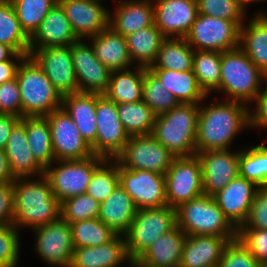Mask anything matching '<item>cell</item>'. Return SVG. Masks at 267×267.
I'll return each instance as SVG.
<instances>
[{"instance_id":"7a4b0ae2","label":"cell","mask_w":267,"mask_h":267,"mask_svg":"<svg viewBox=\"0 0 267 267\" xmlns=\"http://www.w3.org/2000/svg\"><path fill=\"white\" fill-rule=\"evenodd\" d=\"M13 188V226L19 231L22 228L32 230L60 218L61 203L45 175L16 178Z\"/></svg>"},{"instance_id":"9a60e30c","label":"cell","mask_w":267,"mask_h":267,"mask_svg":"<svg viewBox=\"0 0 267 267\" xmlns=\"http://www.w3.org/2000/svg\"><path fill=\"white\" fill-rule=\"evenodd\" d=\"M29 56L44 71L62 96L79 92L71 45L29 50Z\"/></svg>"},{"instance_id":"f546056e","label":"cell","mask_w":267,"mask_h":267,"mask_svg":"<svg viewBox=\"0 0 267 267\" xmlns=\"http://www.w3.org/2000/svg\"><path fill=\"white\" fill-rule=\"evenodd\" d=\"M136 212L133 199L119 184L106 200L100 203L98 218L116 234L124 235Z\"/></svg>"},{"instance_id":"74e56055","label":"cell","mask_w":267,"mask_h":267,"mask_svg":"<svg viewBox=\"0 0 267 267\" xmlns=\"http://www.w3.org/2000/svg\"><path fill=\"white\" fill-rule=\"evenodd\" d=\"M193 72L207 96L216 93L221 80V52L195 50Z\"/></svg>"},{"instance_id":"4fadbf2b","label":"cell","mask_w":267,"mask_h":267,"mask_svg":"<svg viewBox=\"0 0 267 267\" xmlns=\"http://www.w3.org/2000/svg\"><path fill=\"white\" fill-rule=\"evenodd\" d=\"M97 136L91 145L94 155L114 159L129 139L120 121L116 103L101 94L96 102Z\"/></svg>"},{"instance_id":"11a10c76","label":"cell","mask_w":267,"mask_h":267,"mask_svg":"<svg viewBox=\"0 0 267 267\" xmlns=\"http://www.w3.org/2000/svg\"><path fill=\"white\" fill-rule=\"evenodd\" d=\"M26 54H16L12 59L0 62V85L16 78L17 69Z\"/></svg>"},{"instance_id":"db71d44e","label":"cell","mask_w":267,"mask_h":267,"mask_svg":"<svg viewBox=\"0 0 267 267\" xmlns=\"http://www.w3.org/2000/svg\"><path fill=\"white\" fill-rule=\"evenodd\" d=\"M14 188L13 182L0 183V225L13 224Z\"/></svg>"},{"instance_id":"c3c4849f","label":"cell","mask_w":267,"mask_h":267,"mask_svg":"<svg viewBox=\"0 0 267 267\" xmlns=\"http://www.w3.org/2000/svg\"><path fill=\"white\" fill-rule=\"evenodd\" d=\"M237 239L249 250L262 266L267 263V230L238 228Z\"/></svg>"},{"instance_id":"836d02e7","label":"cell","mask_w":267,"mask_h":267,"mask_svg":"<svg viewBox=\"0 0 267 267\" xmlns=\"http://www.w3.org/2000/svg\"><path fill=\"white\" fill-rule=\"evenodd\" d=\"M165 38L155 24L126 36L128 52L134 66L149 68L155 62Z\"/></svg>"},{"instance_id":"4316f807","label":"cell","mask_w":267,"mask_h":267,"mask_svg":"<svg viewBox=\"0 0 267 267\" xmlns=\"http://www.w3.org/2000/svg\"><path fill=\"white\" fill-rule=\"evenodd\" d=\"M100 95L77 92L64 95L62 101V109L71 117L90 146L97 136L96 102Z\"/></svg>"},{"instance_id":"5b68a950","label":"cell","mask_w":267,"mask_h":267,"mask_svg":"<svg viewBox=\"0 0 267 267\" xmlns=\"http://www.w3.org/2000/svg\"><path fill=\"white\" fill-rule=\"evenodd\" d=\"M16 79L20 88L21 118L46 116L62 108L63 96L30 56L20 63Z\"/></svg>"},{"instance_id":"7dc6e473","label":"cell","mask_w":267,"mask_h":267,"mask_svg":"<svg viewBox=\"0 0 267 267\" xmlns=\"http://www.w3.org/2000/svg\"><path fill=\"white\" fill-rule=\"evenodd\" d=\"M20 233L13 224L0 225V267L19 266Z\"/></svg>"},{"instance_id":"3957f363","label":"cell","mask_w":267,"mask_h":267,"mask_svg":"<svg viewBox=\"0 0 267 267\" xmlns=\"http://www.w3.org/2000/svg\"><path fill=\"white\" fill-rule=\"evenodd\" d=\"M266 80L267 76L240 47L221 53V80L216 93H224V100L251 108Z\"/></svg>"},{"instance_id":"83f0119b","label":"cell","mask_w":267,"mask_h":267,"mask_svg":"<svg viewBox=\"0 0 267 267\" xmlns=\"http://www.w3.org/2000/svg\"><path fill=\"white\" fill-rule=\"evenodd\" d=\"M240 28L239 47L267 76V13L256 11Z\"/></svg>"},{"instance_id":"d590c367","label":"cell","mask_w":267,"mask_h":267,"mask_svg":"<svg viewBox=\"0 0 267 267\" xmlns=\"http://www.w3.org/2000/svg\"><path fill=\"white\" fill-rule=\"evenodd\" d=\"M194 49L185 38H165L150 69L193 70Z\"/></svg>"},{"instance_id":"f5cc1de1","label":"cell","mask_w":267,"mask_h":267,"mask_svg":"<svg viewBox=\"0 0 267 267\" xmlns=\"http://www.w3.org/2000/svg\"><path fill=\"white\" fill-rule=\"evenodd\" d=\"M253 104L255 106L250 108L251 130H267V80Z\"/></svg>"},{"instance_id":"44dd1931","label":"cell","mask_w":267,"mask_h":267,"mask_svg":"<svg viewBox=\"0 0 267 267\" xmlns=\"http://www.w3.org/2000/svg\"><path fill=\"white\" fill-rule=\"evenodd\" d=\"M258 188L254 182L238 176L213 195L226 218L236 229L247 220Z\"/></svg>"},{"instance_id":"f1b7e54d","label":"cell","mask_w":267,"mask_h":267,"mask_svg":"<svg viewBox=\"0 0 267 267\" xmlns=\"http://www.w3.org/2000/svg\"><path fill=\"white\" fill-rule=\"evenodd\" d=\"M88 41L91 42L97 59L111 71L133 67L126 37L114 32L110 27L88 38Z\"/></svg>"},{"instance_id":"7bdbcfd3","label":"cell","mask_w":267,"mask_h":267,"mask_svg":"<svg viewBox=\"0 0 267 267\" xmlns=\"http://www.w3.org/2000/svg\"><path fill=\"white\" fill-rule=\"evenodd\" d=\"M70 225L74 248L100 246L117 235L99 218L74 222Z\"/></svg>"},{"instance_id":"d6986e66","label":"cell","mask_w":267,"mask_h":267,"mask_svg":"<svg viewBox=\"0 0 267 267\" xmlns=\"http://www.w3.org/2000/svg\"><path fill=\"white\" fill-rule=\"evenodd\" d=\"M154 23L166 38H185L198 15L196 0H153Z\"/></svg>"},{"instance_id":"277c9868","label":"cell","mask_w":267,"mask_h":267,"mask_svg":"<svg viewBox=\"0 0 267 267\" xmlns=\"http://www.w3.org/2000/svg\"><path fill=\"white\" fill-rule=\"evenodd\" d=\"M199 112L200 104L179 103L156 116L151 134L175 157L196 155Z\"/></svg>"},{"instance_id":"e0dca14e","label":"cell","mask_w":267,"mask_h":267,"mask_svg":"<svg viewBox=\"0 0 267 267\" xmlns=\"http://www.w3.org/2000/svg\"><path fill=\"white\" fill-rule=\"evenodd\" d=\"M119 179L137 209L167 206L164 175L149 170H127L119 166Z\"/></svg>"},{"instance_id":"bcb514c9","label":"cell","mask_w":267,"mask_h":267,"mask_svg":"<svg viewBox=\"0 0 267 267\" xmlns=\"http://www.w3.org/2000/svg\"><path fill=\"white\" fill-rule=\"evenodd\" d=\"M198 13L228 21H246V9L238 0H196Z\"/></svg>"},{"instance_id":"ee69618b","label":"cell","mask_w":267,"mask_h":267,"mask_svg":"<svg viewBox=\"0 0 267 267\" xmlns=\"http://www.w3.org/2000/svg\"><path fill=\"white\" fill-rule=\"evenodd\" d=\"M119 184V164L114 159H105L94 170L86 194L101 203L106 200Z\"/></svg>"},{"instance_id":"603a6c76","label":"cell","mask_w":267,"mask_h":267,"mask_svg":"<svg viewBox=\"0 0 267 267\" xmlns=\"http://www.w3.org/2000/svg\"><path fill=\"white\" fill-rule=\"evenodd\" d=\"M77 40L64 9L57 2L29 38V50L69 46Z\"/></svg>"},{"instance_id":"7c38bea8","label":"cell","mask_w":267,"mask_h":267,"mask_svg":"<svg viewBox=\"0 0 267 267\" xmlns=\"http://www.w3.org/2000/svg\"><path fill=\"white\" fill-rule=\"evenodd\" d=\"M35 253L49 267H70L74 250L71 225L61 217L32 229Z\"/></svg>"},{"instance_id":"b9f144b4","label":"cell","mask_w":267,"mask_h":267,"mask_svg":"<svg viewBox=\"0 0 267 267\" xmlns=\"http://www.w3.org/2000/svg\"><path fill=\"white\" fill-rule=\"evenodd\" d=\"M20 26L30 38L58 0H9Z\"/></svg>"},{"instance_id":"7402d4cb","label":"cell","mask_w":267,"mask_h":267,"mask_svg":"<svg viewBox=\"0 0 267 267\" xmlns=\"http://www.w3.org/2000/svg\"><path fill=\"white\" fill-rule=\"evenodd\" d=\"M115 4L114 11L109 10V27L123 37L155 24L153 0H119Z\"/></svg>"},{"instance_id":"8d00e7d4","label":"cell","mask_w":267,"mask_h":267,"mask_svg":"<svg viewBox=\"0 0 267 267\" xmlns=\"http://www.w3.org/2000/svg\"><path fill=\"white\" fill-rule=\"evenodd\" d=\"M118 115L130 136L151 134L156 115L143 101L116 104Z\"/></svg>"},{"instance_id":"816d5d0a","label":"cell","mask_w":267,"mask_h":267,"mask_svg":"<svg viewBox=\"0 0 267 267\" xmlns=\"http://www.w3.org/2000/svg\"><path fill=\"white\" fill-rule=\"evenodd\" d=\"M0 114L21 118L20 88L16 78L0 85Z\"/></svg>"},{"instance_id":"52a82bcc","label":"cell","mask_w":267,"mask_h":267,"mask_svg":"<svg viewBox=\"0 0 267 267\" xmlns=\"http://www.w3.org/2000/svg\"><path fill=\"white\" fill-rule=\"evenodd\" d=\"M177 226L176 209L170 206L137 209L124 234L128 257L139 259L163 234Z\"/></svg>"},{"instance_id":"6da1fadb","label":"cell","mask_w":267,"mask_h":267,"mask_svg":"<svg viewBox=\"0 0 267 267\" xmlns=\"http://www.w3.org/2000/svg\"><path fill=\"white\" fill-rule=\"evenodd\" d=\"M214 99L208 105L205 99L200 103L196 153L230 149L237 135L251 129L250 107L237 101H220L216 96Z\"/></svg>"},{"instance_id":"f907efd6","label":"cell","mask_w":267,"mask_h":267,"mask_svg":"<svg viewBox=\"0 0 267 267\" xmlns=\"http://www.w3.org/2000/svg\"><path fill=\"white\" fill-rule=\"evenodd\" d=\"M239 228L267 230V187H259L257 189L248 218Z\"/></svg>"},{"instance_id":"f6af8a7d","label":"cell","mask_w":267,"mask_h":267,"mask_svg":"<svg viewBox=\"0 0 267 267\" xmlns=\"http://www.w3.org/2000/svg\"><path fill=\"white\" fill-rule=\"evenodd\" d=\"M100 203L88 194H80L61 202L60 217L69 224L98 218Z\"/></svg>"},{"instance_id":"cb8c5ba5","label":"cell","mask_w":267,"mask_h":267,"mask_svg":"<svg viewBox=\"0 0 267 267\" xmlns=\"http://www.w3.org/2000/svg\"><path fill=\"white\" fill-rule=\"evenodd\" d=\"M124 263L130 265L131 259L124 235L117 234L100 246L74 248L70 267H121Z\"/></svg>"},{"instance_id":"60d3db41","label":"cell","mask_w":267,"mask_h":267,"mask_svg":"<svg viewBox=\"0 0 267 267\" xmlns=\"http://www.w3.org/2000/svg\"><path fill=\"white\" fill-rule=\"evenodd\" d=\"M143 102L152 109L156 116L168 112L179 104L150 68H145L144 71Z\"/></svg>"},{"instance_id":"d6a6232c","label":"cell","mask_w":267,"mask_h":267,"mask_svg":"<svg viewBox=\"0 0 267 267\" xmlns=\"http://www.w3.org/2000/svg\"><path fill=\"white\" fill-rule=\"evenodd\" d=\"M179 103L200 104L209 99L200 88L193 70L175 71L169 69H151Z\"/></svg>"},{"instance_id":"8992f818","label":"cell","mask_w":267,"mask_h":267,"mask_svg":"<svg viewBox=\"0 0 267 267\" xmlns=\"http://www.w3.org/2000/svg\"><path fill=\"white\" fill-rule=\"evenodd\" d=\"M177 226L187 235L237 239V229L226 218L213 196L202 195L176 208Z\"/></svg>"},{"instance_id":"484cf974","label":"cell","mask_w":267,"mask_h":267,"mask_svg":"<svg viewBox=\"0 0 267 267\" xmlns=\"http://www.w3.org/2000/svg\"><path fill=\"white\" fill-rule=\"evenodd\" d=\"M229 242L226 237L187 236L179 267H217Z\"/></svg>"},{"instance_id":"e575fe53","label":"cell","mask_w":267,"mask_h":267,"mask_svg":"<svg viewBox=\"0 0 267 267\" xmlns=\"http://www.w3.org/2000/svg\"><path fill=\"white\" fill-rule=\"evenodd\" d=\"M26 127L27 142L36 161L46 169L55 161L51 129L45 116L22 117Z\"/></svg>"},{"instance_id":"ac0fdd59","label":"cell","mask_w":267,"mask_h":267,"mask_svg":"<svg viewBox=\"0 0 267 267\" xmlns=\"http://www.w3.org/2000/svg\"><path fill=\"white\" fill-rule=\"evenodd\" d=\"M239 146L237 150H212L196 153L202 167L204 195L213 196L239 176Z\"/></svg>"},{"instance_id":"94428289","label":"cell","mask_w":267,"mask_h":267,"mask_svg":"<svg viewBox=\"0 0 267 267\" xmlns=\"http://www.w3.org/2000/svg\"><path fill=\"white\" fill-rule=\"evenodd\" d=\"M129 267H155L152 265H147L145 263H142L139 259L131 260V264Z\"/></svg>"},{"instance_id":"2e32d148","label":"cell","mask_w":267,"mask_h":267,"mask_svg":"<svg viewBox=\"0 0 267 267\" xmlns=\"http://www.w3.org/2000/svg\"><path fill=\"white\" fill-rule=\"evenodd\" d=\"M71 56L79 92L105 94L112 71L97 59L90 42L79 39L72 43Z\"/></svg>"},{"instance_id":"6125c7cd","label":"cell","mask_w":267,"mask_h":267,"mask_svg":"<svg viewBox=\"0 0 267 267\" xmlns=\"http://www.w3.org/2000/svg\"><path fill=\"white\" fill-rule=\"evenodd\" d=\"M87 1L95 2V3L103 5L104 4L103 1H107V0H87ZM114 1L118 2L119 0H114Z\"/></svg>"},{"instance_id":"8fae6325","label":"cell","mask_w":267,"mask_h":267,"mask_svg":"<svg viewBox=\"0 0 267 267\" xmlns=\"http://www.w3.org/2000/svg\"><path fill=\"white\" fill-rule=\"evenodd\" d=\"M164 176L167 205L174 209L204 194L202 167L197 155L175 157Z\"/></svg>"},{"instance_id":"4dcf8cb0","label":"cell","mask_w":267,"mask_h":267,"mask_svg":"<svg viewBox=\"0 0 267 267\" xmlns=\"http://www.w3.org/2000/svg\"><path fill=\"white\" fill-rule=\"evenodd\" d=\"M186 238L187 235L176 226L161 235L139 260L155 267H179Z\"/></svg>"},{"instance_id":"30bf717a","label":"cell","mask_w":267,"mask_h":267,"mask_svg":"<svg viewBox=\"0 0 267 267\" xmlns=\"http://www.w3.org/2000/svg\"><path fill=\"white\" fill-rule=\"evenodd\" d=\"M174 158L152 134H146L130 136L114 160L127 170H149L165 175Z\"/></svg>"},{"instance_id":"91938a15","label":"cell","mask_w":267,"mask_h":267,"mask_svg":"<svg viewBox=\"0 0 267 267\" xmlns=\"http://www.w3.org/2000/svg\"><path fill=\"white\" fill-rule=\"evenodd\" d=\"M239 3L246 9V11H248L249 9H247L249 7V4L251 5L252 3H256V2H267V0H238ZM248 6V7H247Z\"/></svg>"},{"instance_id":"d4e9b609","label":"cell","mask_w":267,"mask_h":267,"mask_svg":"<svg viewBox=\"0 0 267 267\" xmlns=\"http://www.w3.org/2000/svg\"><path fill=\"white\" fill-rule=\"evenodd\" d=\"M4 150L15 178L44 175L45 169L33 156L27 142L26 127L21 120L13 127Z\"/></svg>"},{"instance_id":"f35d334b","label":"cell","mask_w":267,"mask_h":267,"mask_svg":"<svg viewBox=\"0 0 267 267\" xmlns=\"http://www.w3.org/2000/svg\"><path fill=\"white\" fill-rule=\"evenodd\" d=\"M267 139L261 144L240 149L239 176L254 182L259 187H267Z\"/></svg>"},{"instance_id":"5bb4252c","label":"cell","mask_w":267,"mask_h":267,"mask_svg":"<svg viewBox=\"0 0 267 267\" xmlns=\"http://www.w3.org/2000/svg\"><path fill=\"white\" fill-rule=\"evenodd\" d=\"M45 117L51 129L55 160H82L94 155L91 146L62 108Z\"/></svg>"},{"instance_id":"9f6ffc18","label":"cell","mask_w":267,"mask_h":267,"mask_svg":"<svg viewBox=\"0 0 267 267\" xmlns=\"http://www.w3.org/2000/svg\"><path fill=\"white\" fill-rule=\"evenodd\" d=\"M20 117L0 114V149H5L10 133Z\"/></svg>"},{"instance_id":"681fc988","label":"cell","mask_w":267,"mask_h":267,"mask_svg":"<svg viewBox=\"0 0 267 267\" xmlns=\"http://www.w3.org/2000/svg\"><path fill=\"white\" fill-rule=\"evenodd\" d=\"M217 267H263L238 239L230 241Z\"/></svg>"},{"instance_id":"6f0895ef","label":"cell","mask_w":267,"mask_h":267,"mask_svg":"<svg viewBox=\"0 0 267 267\" xmlns=\"http://www.w3.org/2000/svg\"><path fill=\"white\" fill-rule=\"evenodd\" d=\"M15 179L10 170L5 150L0 149V183L13 182Z\"/></svg>"},{"instance_id":"1f68e13d","label":"cell","mask_w":267,"mask_h":267,"mask_svg":"<svg viewBox=\"0 0 267 267\" xmlns=\"http://www.w3.org/2000/svg\"><path fill=\"white\" fill-rule=\"evenodd\" d=\"M145 68L134 66L125 70L112 71L109 87L104 95L116 104L143 101Z\"/></svg>"},{"instance_id":"680465c9","label":"cell","mask_w":267,"mask_h":267,"mask_svg":"<svg viewBox=\"0 0 267 267\" xmlns=\"http://www.w3.org/2000/svg\"><path fill=\"white\" fill-rule=\"evenodd\" d=\"M17 52L10 46L0 43V62L12 59Z\"/></svg>"},{"instance_id":"ba28073f","label":"cell","mask_w":267,"mask_h":267,"mask_svg":"<svg viewBox=\"0 0 267 267\" xmlns=\"http://www.w3.org/2000/svg\"><path fill=\"white\" fill-rule=\"evenodd\" d=\"M104 160L97 155L82 160H55L45 169L44 175L61 203L68 198L86 194L94 170Z\"/></svg>"},{"instance_id":"ffe728a7","label":"cell","mask_w":267,"mask_h":267,"mask_svg":"<svg viewBox=\"0 0 267 267\" xmlns=\"http://www.w3.org/2000/svg\"><path fill=\"white\" fill-rule=\"evenodd\" d=\"M78 39L87 40L109 27V9L87 0H58Z\"/></svg>"},{"instance_id":"ab89813d","label":"cell","mask_w":267,"mask_h":267,"mask_svg":"<svg viewBox=\"0 0 267 267\" xmlns=\"http://www.w3.org/2000/svg\"><path fill=\"white\" fill-rule=\"evenodd\" d=\"M0 43L29 56V37L22 30L9 0H0Z\"/></svg>"},{"instance_id":"9c48e42d","label":"cell","mask_w":267,"mask_h":267,"mask_svg":"<svg viewBox=\"0 0 267 267\" xmlns=\"http://www.w3.org/2000/svg\"><path fill=\"white\" fill-rule=\"evenodd\" d=\"M245 21H228L198 13L185 40L194 50L224 52L240 45Z\"/></svg>"}]
</instances>
